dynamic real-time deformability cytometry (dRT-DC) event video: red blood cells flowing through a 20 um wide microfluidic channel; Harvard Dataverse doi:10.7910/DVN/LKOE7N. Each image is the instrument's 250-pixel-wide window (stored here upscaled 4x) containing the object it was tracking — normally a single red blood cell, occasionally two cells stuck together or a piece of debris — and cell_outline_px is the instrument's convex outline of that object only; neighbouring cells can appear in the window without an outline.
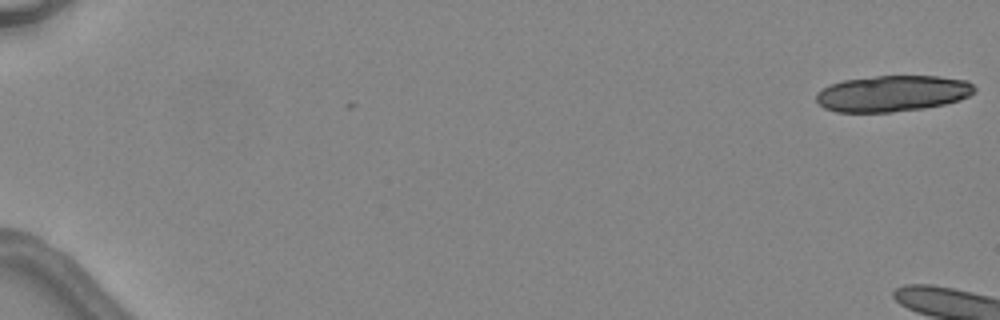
{"species": "common noctule bat (a hibernating species)", "species_latin": "Nyctalus noctula", "temperature_condition": "warm", "stored_images_in_passage": 4, "camera_frame_rate_fps": 3000, "um_per_image_px": 0.085, "animal": {"sex": "female", "body_mass_g": 24.6, "forearm_length_mm": 56.2}, "frame": {"image": 1, "passage_image": 1, "time_ms": 0.0, "image_size_px": [1000, 320], "cell_outline_px": [[976, 92], [960, 100], [944, 104], [924, 108], [892, 112], [836, 112], [824, 108], [816, 100], [816, 92], [828, 84], [844, 80], [876, 76], [940, 76], [968, 80], [976, 88]], "centroid_in_image_um": [75.87, 7.94], "position_along_channel_um": 9.1, "area_um2": 33.58}}